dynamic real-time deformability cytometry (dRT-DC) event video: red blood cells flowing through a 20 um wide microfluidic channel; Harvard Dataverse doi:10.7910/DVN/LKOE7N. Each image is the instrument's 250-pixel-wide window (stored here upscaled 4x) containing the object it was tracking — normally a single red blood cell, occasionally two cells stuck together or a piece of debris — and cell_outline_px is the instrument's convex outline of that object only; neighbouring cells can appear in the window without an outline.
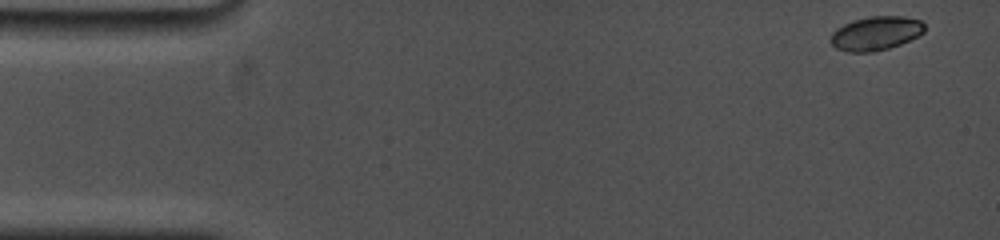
{"species": "common noctule bat (a hibernating species)", "species_latin": "Nyctalus noctula", "temperature_condition": "cold", "stored_images_in_passage": 13, "camera_frame_rate_fps": 5000, "um_per_image_px": 0.085, "animal": {"sex": "female", "body_mass_g": 19.0, "forearm_length_mm": 53.3}, "frame": {"image": 1, "passage_image": 1, "time_ms": 0.0, "image_size_px": [1000, 240], "cell_outline_px": [[924, 32], [900, 44], [888, 48], [872, 52], [848, 52], [836, 48], [828, 40], [832, 32], [836, 28], [852, 20], [868, 16], [904, 16], [920, 20], [924, 24]], "centroid_in_image_um": [74.4, 2.82], "position_along_channel_um": 10.6, "area_um2": 18.61}}